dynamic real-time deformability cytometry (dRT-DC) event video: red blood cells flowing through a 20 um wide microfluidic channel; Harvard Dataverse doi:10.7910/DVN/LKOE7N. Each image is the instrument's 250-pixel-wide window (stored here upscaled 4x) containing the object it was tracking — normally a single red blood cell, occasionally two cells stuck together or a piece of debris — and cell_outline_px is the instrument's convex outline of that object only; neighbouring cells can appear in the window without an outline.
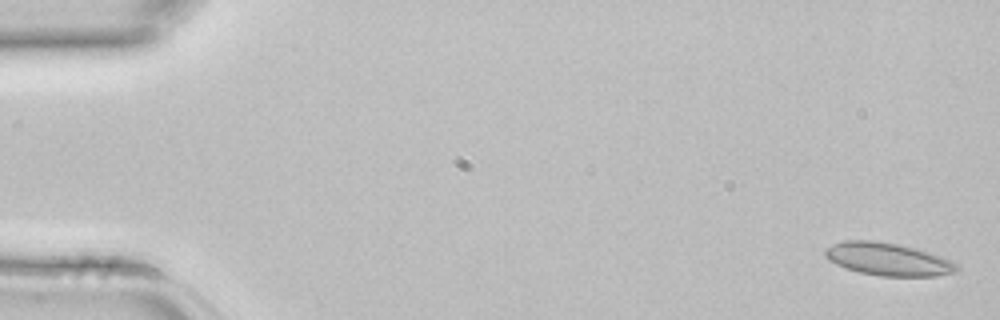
{"species": "common noctule bat (a hibernating species)", "species_latin": "Nyctalus noctula", "temperature_condition": "room temperature", "stored_images_in_passage": 4, "camera_frame_rate_fps": 3000, "um_per_image_px": 0.085, "animal": {"sex": "female", "body_mass_g": 22.7, "forearm_length_mm": 54.2}, "frame": {"image": 1, "passage_image": 1, "time_ms": 0.0, "image_size_px": [1000, 320], "cell_outline_px": [[960, 268], [956, 272], [936, 276], [880, 276], [860, 272], [844, 268], [828, 260], [824, 256], [824, 248], [832, 244], [844, 240], [876, 240], [900, 244], [916, 248], [952, 260]], "centroid_in_image_um": [75.45, 22.02], "position_along_channel_um": 9.5, "area_um2": 25.43}}
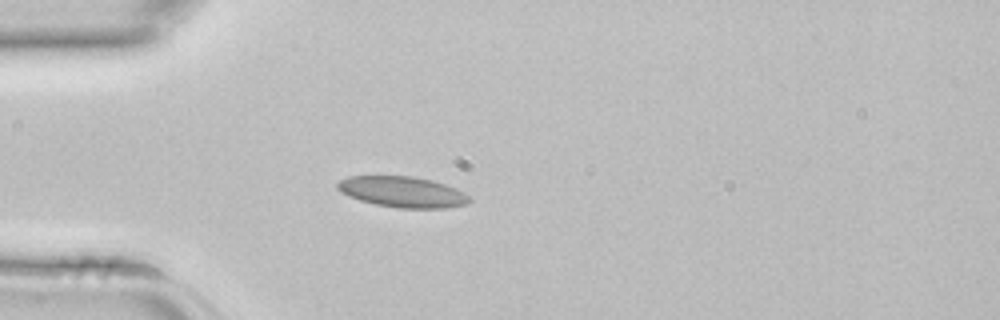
{"frame": {"image": 2, "passage_image": 4, "time_ms": 1.0, "image_size_px": [1000, 320], "cell_outline_px": [[472, 200], [468, 204], [448, 208], [400, 208], [376, 204], [360, 200], [348, 196], [340, 192], [336, 188], [336, 184], [340, 180], [348, 176], [412, 176], [432, 180], [456, 188], [464, 192]], "centroid_in_image_um": [34.22, 16.31], "position_along_channel_um": 50.8, "area_um2": 23.81}}